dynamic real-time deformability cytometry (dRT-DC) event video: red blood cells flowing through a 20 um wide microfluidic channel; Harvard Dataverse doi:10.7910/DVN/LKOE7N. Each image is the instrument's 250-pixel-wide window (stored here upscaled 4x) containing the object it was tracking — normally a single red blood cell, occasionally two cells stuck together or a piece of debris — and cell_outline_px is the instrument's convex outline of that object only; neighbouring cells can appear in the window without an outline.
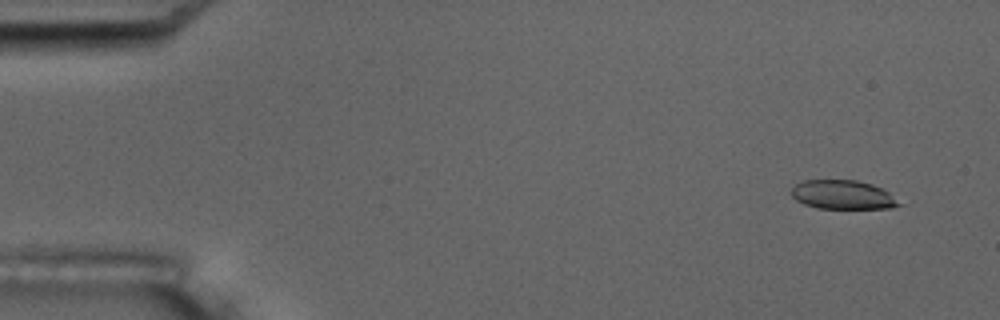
{"species": "common noctule bat (a hibernating species)", "species_latin": "Nyctalus noctula", "temperature_condition": "room temperature", "stored_images_in_passage": 6, "camera_frame_rate_fps": 3000, "um_per_image_px": 0.085, "animal": {"sex": "male", "body_mass_g": 17.5, "forearm_length_mm": 52.3}, "frame": {"image": 1, "passage_image": 1, "time_ms": 0.0, "image_size_px": [1000, 320], "cell_outline_px": [[904, 204], [892, 208], [816, 208], [804, 204], [796, 200], [792, 196], [792, 188], [796, 184], [804, 180], [856, 180], [872, 184], [888, 192]], "centroid_in_image_um": [71.65, 16.56], "position_along_channel_um": 13.3, "area_um2": 18.15}}